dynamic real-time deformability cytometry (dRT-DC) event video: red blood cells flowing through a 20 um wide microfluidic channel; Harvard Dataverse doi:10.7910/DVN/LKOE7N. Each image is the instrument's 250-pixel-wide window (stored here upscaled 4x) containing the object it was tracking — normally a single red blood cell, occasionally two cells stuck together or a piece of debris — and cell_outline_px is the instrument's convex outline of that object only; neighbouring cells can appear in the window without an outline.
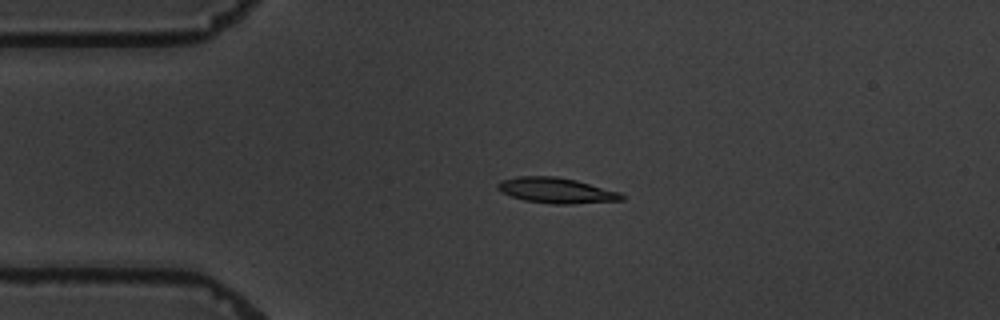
{"species": "common noctule bat (a hibernating species)", "species_latin": "Nyctalus noctula", "temperature_condition": "warm", "stored_images_in_passage": 5, "camera_frame_rate_fps": 3000, "um_per_image_px": 0.085, "animal": {"sex": "male", "body_mass_g": 19.5, "forearm_length_mm": 54.6}, "frame": {"image": 1, "passage_image": 4, "time_ms": 3.333, "image_size_px": [1000, 320], "cell_outline_px": [[624, 200], [572, 204], [552, 204], [524, 200], [512, 196], [496, 188], [496, 184], [500, 180], [516, 176], [556, 176], [576, 180], [620, 192], [624, 196]], "centroid_in_image_um": [47.28, 16.18], "position_along_channel_um": 37.7, "area_um2": 18.44}}